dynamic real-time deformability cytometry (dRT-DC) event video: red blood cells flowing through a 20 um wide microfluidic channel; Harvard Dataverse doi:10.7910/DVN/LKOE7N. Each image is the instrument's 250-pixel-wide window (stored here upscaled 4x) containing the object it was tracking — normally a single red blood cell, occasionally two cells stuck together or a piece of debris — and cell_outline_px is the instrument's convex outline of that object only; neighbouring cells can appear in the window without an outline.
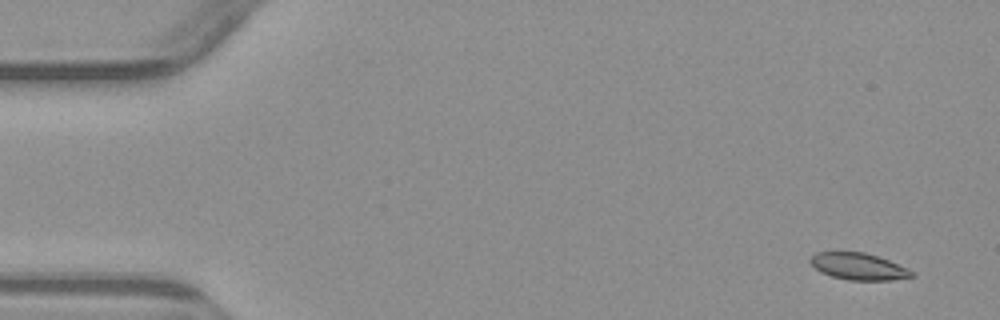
{"species": "common noctule bat (a hibernating species)", "species_latin": "Nyctalus noctula", "temperature_condition": "warm", "stored_images_in_passage": 5, "camera_frame_rate_fps": 3000, "um_per_image_px": 0.085, "animal": {"sex": "male", "body_mass_g": 23.1, "forearm_length_mm": 52.7}, "frame": {"image": 1, "passage_image": 1, "time_ms": 0.0, "image_size_px": [1000, 320], "cell_outline_px": [[916, 276], [892, 280], [848, 280], [832, 276], [820, 272], [808, 260], [816, 252], [864, 252], [888, 260], [912, 272]], "centroid_in_image_um": [72.93, 22.65], "position_along_channel_um": 12.1, "area_um2": 15.55}}
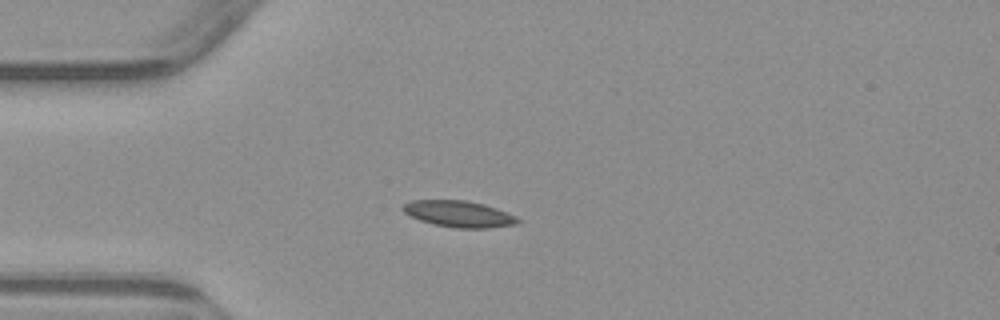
{"frame": {"image": 2, "passage_image": 4, "time_ms": 3.667, "image_size_px": [1000, 320], "cell_outline_px": [[520, 220], [516, 224], [488, 228], [456, 228], [432, 224], [420, 220], [404, 212], [400, 208], [404, 204], [412, 200], [464, 200], [484, 204], [496, 208], [516, 216]], "centroid_in_image_um": [38.99, 18.18], "position_along_channel_um": 46.0, "area_um2": 17.57}}